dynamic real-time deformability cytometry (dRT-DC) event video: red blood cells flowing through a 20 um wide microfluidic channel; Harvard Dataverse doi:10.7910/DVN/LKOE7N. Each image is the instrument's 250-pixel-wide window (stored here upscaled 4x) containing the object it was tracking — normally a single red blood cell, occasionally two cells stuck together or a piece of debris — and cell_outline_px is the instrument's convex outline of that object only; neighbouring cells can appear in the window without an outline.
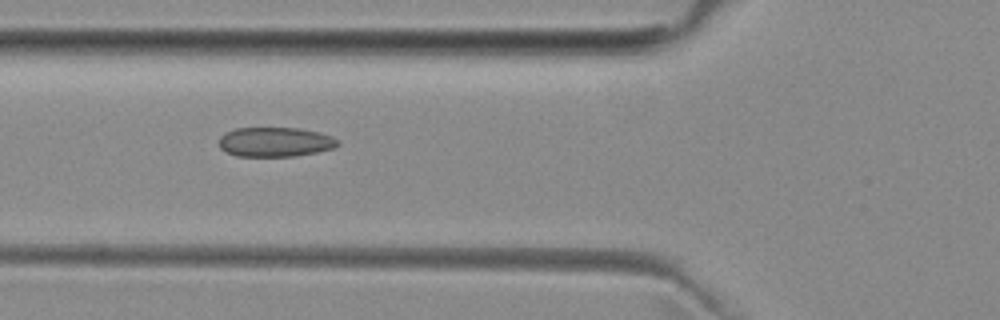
{"species": "common noctule bat (a hibernating species)", "species_latin": "Nyctalus noctula", "temperature_condition": "room temperature", "stored_images_in_passage": 6, "camera_frame_rate_fps": 3000, "um_per_image_px": 0.085, "animal": {"sex": "female", "body_mass_g": 29.2, "forearm_length_mm": 56.3}, "frame": {"image": 1, "passage_image": 6, "time_ms": 6.0, "image_size_px": [1000, 320], "cell_outline_px": [[340, 144], [332, 148], [316, 152], [296, 156], [236, 156], [220, 148], [220, 136], [224, 132], [236, 128], [300, 128], [320, 132], [332, 136], [340, 140]], "centroid_in_image_um": [23.41, 12.06], "position_along_channel_um": 102.4, "area_um2": 20.52}}